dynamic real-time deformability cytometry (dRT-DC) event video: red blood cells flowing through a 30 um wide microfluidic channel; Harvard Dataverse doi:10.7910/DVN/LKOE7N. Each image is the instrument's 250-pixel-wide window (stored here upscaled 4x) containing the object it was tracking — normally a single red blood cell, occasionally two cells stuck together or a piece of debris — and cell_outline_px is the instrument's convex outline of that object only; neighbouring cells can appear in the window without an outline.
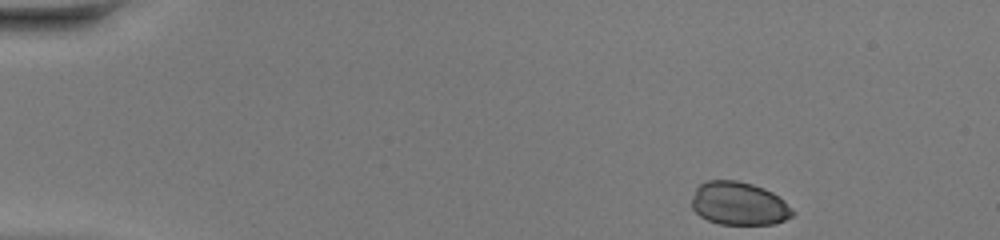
{"species": "common noctule bat (a hibernating species)", "species_latin": "Nyctalus noctula", "temperature_condition": "warm", "stored_images_in_passage": 39, "camera_frame_rate_fps": 3000, "um_per_image_px": 0.085, "animal": {"sex": "female", "body_mass_g": 20.0, "forearm_length_mm": 54.0}, "frame": {"image": 1, "passage_image": 1, "time_ms": 0.0, "image_size_px": [1000, 240], "cell_outline_px": [[796, 212], [792, 216], [784, 220], [772, 224], [720, 224], [708, 220], [700, 216], [692, 208], [692, 200], [696, 188], [700, 184], [708, 180], [736, 180], [752, 184], [764, 188], [772, 192], [784, 200]], "centroid_in_image_um": [62.82, 17.3], "position_along_channel_um": 22.2, "area_um2": 25.37}}
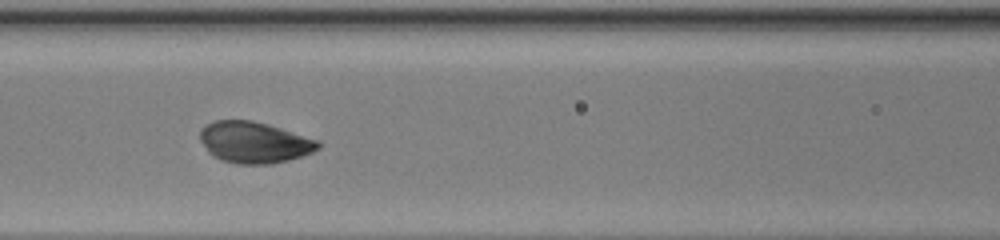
{"frame": {"image": 2, "passage_image": 17, "time_ms": 5.333, "image_size_px": [1000, 240], "cell_outline_px": [[320, 148], [312, 152], [288, 160], [272, 164], [236, 164], [212, 156], [208, 152], [200, 140], [200, 128], [216, 120], [252, 120], [268, 124], [320, 140]], "centroid_in_image_um": [21.61, 12.1], "position_along_channel_um": 145.0, "area_um2": 28.5}}
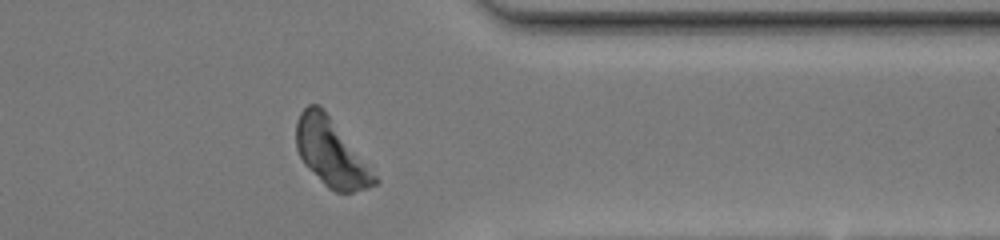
{"frame": {"image": 3, "passage_image": 34, "time_ms": 11.0, "image_size_px": [1000, 240], "cell_outline_px": [[380, 180], [376, 184], [368, 188], [352, 192], [336, 192], [328, 188], [304, 164], [296, 148], [296, 120], [300, 112], [308, 104], [316, 104], [324, 108]], "centroid_in_image_um": [28.13, 12.97], "position_along_channel_um": 383.3, "area_um2": 30.69}, "authors_computed_cell_mechanics": {"area_um2": 29.2468, "velocity_mm_per_s": 4.3273, "shape_relaxation_time_tau1_ms": 1.6672, "shape_relaxation_time_tau2_ms": null, "deformation_change_tau1": 0.0415, "deformation_change_tau2": null}}